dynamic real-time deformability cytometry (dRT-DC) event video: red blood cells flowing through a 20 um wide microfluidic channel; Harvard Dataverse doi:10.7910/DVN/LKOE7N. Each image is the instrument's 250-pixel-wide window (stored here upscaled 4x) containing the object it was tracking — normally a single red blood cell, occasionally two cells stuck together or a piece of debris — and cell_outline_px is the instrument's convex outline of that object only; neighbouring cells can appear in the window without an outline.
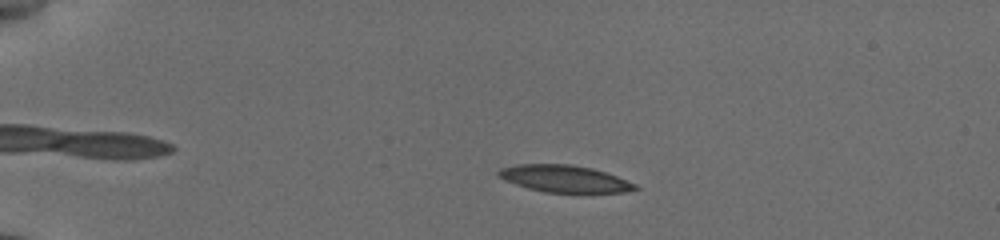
{"species": "common noctule bat (a hibernating species)", "species_latin": "Nyctalus noctula", "temperature_condition": "cold", "stored_images_in_passage": 53, "camera_frame_rate_fps": 3000, "um_per_image_px": 0.085, "animal": {"sex": "female", "body_mass_g": 19.5, "forearm_length_mm": 54.1}, "frame": {"image": 1, "passage_image": 11, "time_ms": 3.333, "image_size_px": [1000, 240], "cell_outline_px": [[640, 188], [624, 192], [588, 196], [544, 192], [528, 188], [504, 180], [496, 176], [496, 172], [500, 168], [516, 164], [572, 164], [592, 168], [616, 176], [636, 184]], "centroid_in_image_um": [48.02, 15.24], "position_along_channel_um": 37.0, "area_um2": 22.6}}
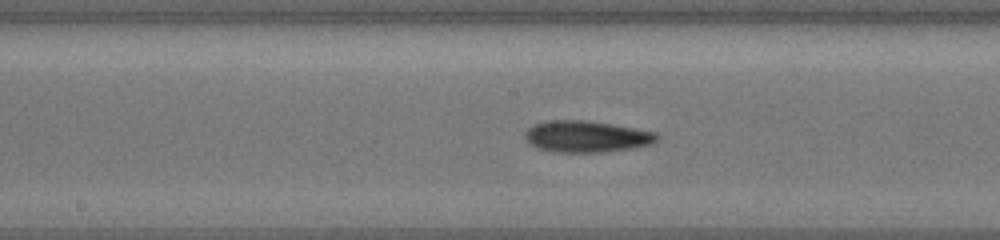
{"frame": {"image": 2, "passage_image": 29, "time_ms": 9.333, "image_size_px": [1000, 240], "cell_outline_px": [[660, 140], [652, 144], [632, 148], [608, 152], [552, 152], [536, 148], [528, 144], [524, 140], [524, 132], [532, 124], [548, 120], [584, 120], [656, 132], [660, 136]], "centroid_in_image_um": [49.8, 11.62], "position_along_channel_um": 198.4, "area_um2": 24.57}}
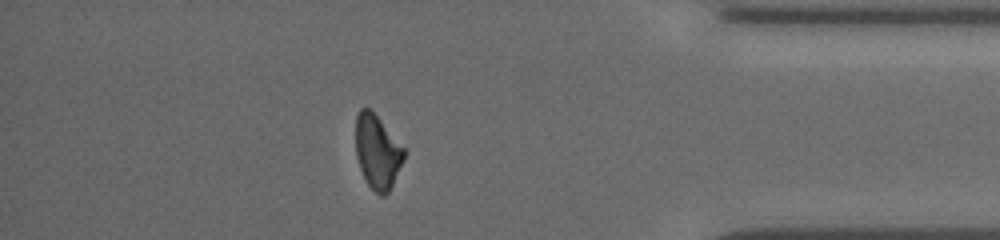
{"frame": {"image": 3, "passage_image": 47, "time_ms": 15.333, "image_size_px": [1000, 240], "cell_outline_px": [[404, 160], [388, 192], [384, 196], [380, 196], [368, 184], [360, 168], [356, 156], [356, 116], [360, 108], [372, 108], [404, 148]], "centroid_in_image_um": [32.07, 12.86], "position_along_channel_um": 403.1, "area_um2": 20.75}, "authors_computed_cell_mechanics": {"area_um2": 22.4842, "velocity_mm_per_s": 3.828, "shape_relaxation_time_tau1_ms": 8.7919, "shape_relaxation_time_tau2_ms": 4.5941, "deformation_change_tau1": 0.1876, "deformation_change_tau2": 0.1156}}